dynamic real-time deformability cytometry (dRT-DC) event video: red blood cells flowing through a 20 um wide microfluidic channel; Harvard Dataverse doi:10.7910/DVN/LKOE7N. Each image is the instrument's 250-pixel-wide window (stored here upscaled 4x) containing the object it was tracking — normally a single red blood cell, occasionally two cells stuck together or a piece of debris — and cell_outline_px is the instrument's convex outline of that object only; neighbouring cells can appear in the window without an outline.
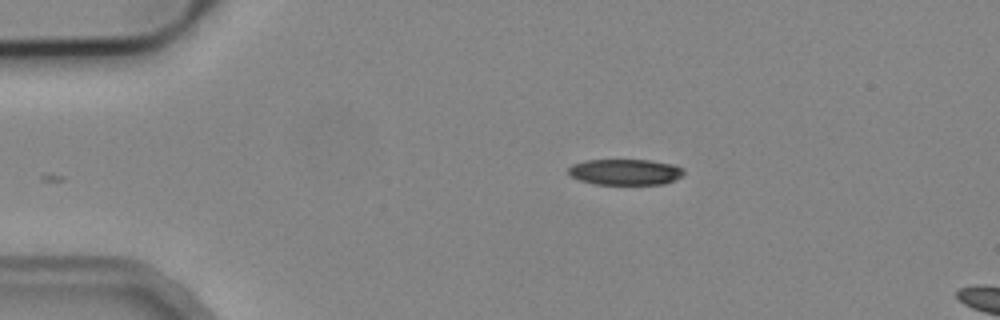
{"species": "common noctule bat (a hibernating species)", "species_latin": "Nyctalus noctula", "temperature_condition": "cold", "stored_images_in_passage": 3, "camera_frame_rate_fps": 3000, "um_per_image_px": 0.085, "animal": {"sex": "male", "body_mass_g": 19.2, "forearm_length_mm": 51.8}, "frame": {"image": 1, "passage_image": 3, "time_ms": 2.333, "image_size_px": [1000, 320], "cell_outline_px": [[684, 172], [680, 176], [664, 184], [596, 184], [580, 180], [572, 176], [568, 172], [568, 168], [572, 164], [584, 160], [652, 160], [672, 164], [684, 168]], "centroid_in_image_um": [53.13, 14.61], "position_along_channel_um": 31.9, "area_um2": 17.34}}